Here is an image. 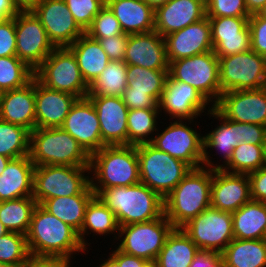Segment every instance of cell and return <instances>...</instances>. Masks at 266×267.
Instances as JSON below:
<instances>
[{
  "label": "cell",
  "mask_w": 266,
  "mask_h": 267,
  "mask_svg": "<svg viewBox=\"0 0 266 267\" xmlns=\"http://www.w3.org/2000/svg\"><path fill=\"white\" fill-rule=\"evenodd\" d=\"M0 267H17V266H12V265L5 264V263H1L0 262Z\"/></svg>",
  "instance_id": "cell-65"
},
{
  "label": "cell",
  "mask_w": 266,
  "mask_h": 267,
  "mask_svg": "<svg viewBox=\"0 0 266 267\" xmlns=\"http://www.w3.org/2000/svg\"><path fill=\"white\" fill-rule=\"evenodd\" d=\"M206 17V0H170L155 9L154 30L162 37Z\"/></svg>",
  "instance_id": "cell-24"
},
{
  "label": "cell",
  "mask_w": 266,
  "mask_h": 267,
  "mask_svg": "<svg viewBox=\"0 0 266 267\" xmlns=\"http://www.w3.org/2000/svg\"><path fill=\"white\" fill-rule=\"evenodd\" d=\"M126 34L154 31L155 10L145 0H106Z\"/></svg>",
  "instance_id": "cell-29"
},
{
  "label": "cell",
  "mask_w": 266,
  "mask_h": 267,
  "mask_svg": "<svg viewBox=\"0 0 266 267\" xmlns=\"http://www.w3.org/2000/svg\"><path fill=\"white\" fill-rule=\"evenodd\" d=\"M75 22L85 32L94 17L105 6L106 0H64Z\"/></svg>",
  "instance_id": "cell-45"
},
{
  "label": "cell",
  "mask_w": 266,
  "mask_h": 267,
  "mask_svg": "<svg viewBox=\"0 0 266 267\" xmlns=\"http://www.w3.org/2000/svg\"><path fill=\"white\" fill-rule=\"evenodd\" d=\"M33 77L34 71L17 56L0 58V89L3 92L24 87Z\"/></svg>",
  "instance_id": "cell-42"
},
{
  "label": "cell",
  "mask_w": 266,
  "mask_h": 267,
  "mask_svg": "<svg viewBox=\"0 0 266 267\" xmlns=\"http://www.w3.org/2000/svg\"><path fill=\"white\" fill-rule=\"evenodd\" d=\"M78 98L46 87L35 78L36 128L61 127Z\"/></svg>",
  "instance_id": "cell-25"
},
{
  "label": "cell",
  "mask_w": 266,
  "mask_h": 267,
  "mask_svg": "<svg viewBox=\"0 0 266 267\" xmlns=\"http://www.w3.org/2000/svg\"><path fill=\"white\" fill-rule=\"evenodd\" d=\"M122 99L129 110L159 109V102L145 92L130 91L126 88L123 92Z\"/></svg>",
  "instance_id": "cell-50"
},
{
  "label": "cell",
  "mask_w": 266,
  "mask_h": 267,
  "mask_svg": "<svg viewBox=\"0 0 266 267\" xmlns=\"http://www.w3.org/2000/svg\"><path fill=\"white\" fill-rule=\"evenodd\" d=\"M154 10L161 6L168 3L170 0H145Z\"/></svg>",
  "instance_id": "cell-60"
},
{
  "label": "cell",
  "mask_w": 266,
  "mask_h": 267,
  "mask_svg": "<svg viewBox=\"0 0 266 267\" xmlns=\"http://www.w3.org/2000/svg\"><path fill=\"white\" fill-rule=\"evenodd\" d=\"M30 256L26 235L7 232L0 237V262L23 267Z\"/></svg>",
  "instance_id": "cell-43"
},
{
  "label": "cell",
  "mask_w": 266,
  "mask_h": 267,
  "mask_svg": "<svg viewBox=\"0 0 266 267\" xmlns=\"http://www.w3.org/2000/svg\"><path fill=\"white\" fill-rule=\"evenodd\" d=\"M123 33L118 19L106 4L94 17L91 26L85 31V34L92 39L110 38Z\"/></svg>",
  "instance_id": "cell-44"
},
{
  "label": "cell",
  "mask_w": 266,
  "mask_h": 267,
  "mask_svg": "<svg viewBox=\"0 0 266 267\" xmlns=\"http://www.w3.org/2000/svg\"><path fill=\"white\" fill-rule=\"evenodd\" d=\"M201 250L222 253L234 239L232 213L209 207L181 227Z\"/></svg>",
  "instance_id": "cell-12"
},
{
  "label": "cell",
  "mask_w": 266,
  "mask_h": 267,
  "mask_svg": "<svg viewBox=\"0 0 266 267\" xmlns=\"http://www.w3.org/2000/svg\"><path fill=\"white\" fill-rule=\"evenodd\" d=\"M212 169L192 168L182 181L164 198V215L174 228L211 207Z\"/></svg>",
  "instance_id": "cell-3"
},
{
  "label": "cell",
  "mask_w": 266,
  "mask_h": 267,
  "mask_svg": "<svg viewBox=\"0 0 266 267\" xmlns=\"http://www.w3.org/2000/svg\"><path fill=\"white\" fill-rule=\"evenodd\" d=\"M16 56L35 71L56 48L49 40L40 20L31 11L15 15Z\"/></svg>",
  "instance_id": "cell-14"
},
{
  "label": "cell",
  "mask_w": 266,
  "mask_h": 267,
  "mask_svg": "<svg viewBox=\"0 0 266 267\" xmlns=\"http://www.w3.org/2000/svg\"><path fill=\"white\" fill-rule=\"evenodd\" d=\"M30 131L0 119V154L11 159L29 155Z\"/></svg>",
  "instance_id": "cell-41"
},
{
  "label": "cell",
  "mask_w": 266,
  "mask_h": 267,
  "mask_svg": "<svg viewBox=\"0 0 266 267\" xmlns=\"http://www.w3.org/2000/svg\"><path fill=\"white\" fill-rule=\"evenodd\" d=\"M10 160H11V158H8V157L0 154V175L4 171V169L6 168L8 162Z\"/></svg>",
  "instance_id": "cell-61"
},
{
  "label": "cell",
  "mask_w": 266,
  "mask_h": 267,
  "mask_svg": "<svg viewBox=\"0 0 266 267\" xmlns=\"http://www.w3.org/2000/svg\"><path fill=\"white\" fill-rule=\"evenodd\" d=\"M128 37L129 34L123 33L110 38H102L95 40H98L102 49L108 55L110 61H124Z\"/></svg>",
  "instance_id": "cell-49"
},
{
  "label": "cell",
  "mask_w": 266,
  "mask_h": 267,
  "mask_svg": "<svg viewBox=\"0 0 266 267\" xmlns=\"http://www.w3.org/2000/svg\"><path fill=\"white\" fill-rule=\"evenodd\" d=\"M0 119L30 132L36 129L35 77L24 87L3 92Z\"/></svg>",
  "instance_id": "cell-27"
},
{
  "label": "cell",
  "mask_w": 266,
  "mask_h": 267,
  "mask_svg": "<svg viewBox=\"0 0 266 267\" xmlns=\"http://www.w3.org/2000/svg\"><path fill=\"white\" fill-rule=\"evenodd\" d=\"M211 207L233 213L252 200L248 174L212 169Z\"/></svg>",
  "instance_id": "cell-20"
},
{
  "label": "cell",
  "mask_w": 266,
  "mask_h": 267,
  "mask_svg": "<svg viewBox=\"0 0 266 267\" xmlns=\"http://www.w3.org/2000/svg\"><path fill=\"white\" fill-rule=\"evenodd\" d=\"M99 119L102 142L106 146L128 145V107L122 97L86 96Z\"/></svg>",
  "instance_id": "cell-19"
},
{
  "label": "cell",
  "mask_w": 266,
  "mask_h": 267,
  "mask_svg": "<svg viewBox=\"0 0 266 267\" xmlns=\"http://www.w3.org/2000/svg\"><path fill=\"white\" fill-rule=\"evenodd\" d=\"M87 174L89 166H35L32 197L41 204L46 199L78 195L90 185Z\"/></svg>",
  "instance_id": "cell-8"
},
{
  "label": "cell",
  "mask_w": 266,
  "mask_h": 267,
  "mask_svg": "<svg viewBox=\"0 0 266 267\" xmlns=\"http://www.w3.org/2000/svg\"><path fill=\"white\" fill-rule=\"evenodd\" d=\"M217 57L251 50L249 17H208Z\"/></svg>",
  "instance_id": "cell-22"
},
{
  "label": "cell",
  "mask_w": 266,
  "mask_h": 267,
  "mask_svg": "<svg viewBox=\"0 0 266 267\" xmlns=\"http://www.w3.org/2000/svg\"><path fill=\"white\" fill-rule=\"evenodd\" d=\"M173 228L164 214L152 221L119 226L117 239L120 243H116V248L125 254L155 262Z\"/></svg>",
  "instance_id": "cell-10"
},
{
  "label": "cell",
  "mask_w": 266,
  "mask_h": 267,
  "mask_svg": "<svg viewBox=\"0 0 266 267\" xmlns=\"http://www.w3.org/2000/svg\"><path fill=\"white\" fill-rule=\"evenodd\" d=\"M29 157L34 166H89L90 155L62 127L30 132Z\"/></svg>",
  "instance_id": "cell-5"
},
{
  "label": "cell",
  "mask_w": 266,
  "mask_h": 267,
  "mask_svg": "<svg viewBox=\"0 0 266 267\" xmlns=\"http://www.w3.org/2000/svg\"><path fill=\"white\" fill-rule=\"evenodd\" d=\"M259 16L266 18V4L257 13Z\"/></svg>",
  "instance_id": "cell-62"
},
{
  "label": "cell",
  "mask_w": 266,
  "mask_h": 267,
  "mask_svg": "<svg viewBox=\"0 0 266 267\" xmlns=\"http://www.w3.org/2000/svg\"><path fill=\"white\" fill-rule=\"evenodd\" d=\"M90 186L103 190L140 183L137 148L134 145L104 146L90 156Z\"/></svg>",
  "instance_id": "cell-4"
},
{
  "label": "cell",
  "mask_w": 266,
  "mask_h": 267,
  "mask_svg": "<svg viewBox=\"0 0 266 267\" xmlns=\"http://www.w3.org/2000/svg\"><path fill=\"white\" fill-rule=\"evenodd\" d=\"M247 11L252 15L259 12V10L266 4V0H245Z\"/></svg>",
  "instance_id": "cell-58"
},
{
  "label": "cell",
  "mask_w": 266,
  "mask_h": 267,
  "mask_svg": "<svg viewBox=\"0 0 266 267\" xmlns=\"http://www.w3.org/2000/svg\"><path fill=\"white\" fill-rule=\"evenodd\" d=\"M127 64L124 61H110L97 79L89 86L87 96L122 97L127 88Z\"/></svg>",
  "instance_id": "cell-38"
},
{
  "label": "cell",
  "mask_w": 266,
  "mask_h": 267,
  "mask_svg": "<svg viewBox=\"0 0 266 267\" xmlns=\"http://www.w3.org/2000/svg\"><path fill=\"white\" fill-rule=\"evenodd\" d=\"M168 62L213 51L209 18L192 23L164 37Z\"/></svg>",
  "instance_id": "cell-21"
},
{
  "label": "cell",
  "mask_w": 266,
  "mask_h": 267,
  "mask_svg": "<svg viewBox=\"0 0 266 267\" xmlns=\"http://www.w3.org/2000/svg\"><path fill=\"white\" fill-rule=\"evenodd\" d=\"M68 48L73 52L81 75L88 86L97 79L110 62L98 40L90 38L85 33Z\"/></svg>",
  "instance_id": "cell-30"
},
{
  "label": "cell",
  "mask_w": 266,
  "mask_h": 267,
  "mask_svg": "<svg viewBox=\"0 0 266 267\" xmlns=\"http://www.w3.org/2000/svg\"><path fill=\"white\" fill-rule=\"evenodd\" d=\"M124 62L146 69L169 70L166 43L158 32L130 34Z\"/></svg>",
  "instance_id": "cell-23"
},
{
  "label": "cell",
  "mask_w": 266,
  "mask_h": 267,
  "mask_svg": "<svg viewBox=\"0 0 266 267\" xmlns=\"http://www.w3.org/2000/svg\"><path fill=\"white\" fill-rule=\"evenodd\" d=\"M238 134L240 143L266 145V126L238 122Z\"/></svg>",
  "instance_id": "cell-51"
},
{
  "label": "cell",
  "mask_w": 266,
  "mask_h": 267,
  "mask_svg": "<svg viewBox=\"0 0 266 267\" xmlns=\"http://www.w3.org/2000/svg\"><path fill=\"white\" fill-rule=\"evenodd\" d=\"M198 250L182 228H173L155 263L157 267H189Z\"/></svg>",
  "instance_id": "cell-33"
},
{
  "label": "cell",
  "mask_w": 266,
  "mask_h": 267,
  "mask_svg": "<svg viewBox=\"0 0 266 267\" xmlns=\"http://www.w3.org/2000/svg\"><path fill=\"white\" fill-rule=\"evenodd\" d=\"M39 0H11L18 11L31 10Z\"/></svg>",
  "instance_id": "cell-57"
},
{
  "label": "cell",
  "mask_w": 266,
  "mask_h": 267,
  "mask_svg": "<svg viewBox=\"0 0 266 267\" xmlns=\"http://www.w3.org/2000/svg\"><path fill=\"white\" fill-rule=\"evenodd\" d=\"M187 122L186 119L170 121L161 133L154 136L151 144L158 150L186 162L192 168H199L202 167L204 155L203 136L191 128V125L189 127V124L195 122L194 119H188Z\"/></svg>",
  "instance_id": "cell-13"
},
{
  "label": "cell",
  "mask_w": 266,
  "mask_h": 267,
  "mask_svg": "<svg viewBox=\"0 0 266 267\" xmlns=\"http://www.w3.org/2000/svg\"><path fill=\"white\" fill-rule=\"evenodd\" d=\"M266 165V145L241 142L229 162L221 169L229 173L249 174Z\"/></svg>",
  "instance_id": "cell-40"
},
{
  "label": "cell",
  "mask_w": 266,
  "mask_h": 267,
  "mask_svg": "<svg viewBox=\"0 0 266 267\" xmlns=\"http://www.w3.org/2000/svg\"><path fill=\"white\" fill-rule=\"evenodd\" d=\"M55 47L72 45L85 32L75 22L64 0H39L31 9Z\"/></svg>",
  "instance_id": "cell-15"
},
{
  "label": "cell",
  "mask_w": 266,
  "mask_h": 267,
  "mask_svg": "<svg viewBox=\"0 0 266 267\" xmlns=\"http://www.w3.org/2000/svg\"><path fill=\"white\" fill-rule=\"evenodd\" d=\"M222 254L223 267H266V239H233Z\"/></svg>",
  "instance_id": "cell-34"
},
{
  "label": "cell",
  "mask_w": 266,
  "mask_h": 267,
  "mask_svg": "<svg viewBox=\"0 0 266 267\" xmlns=\"http://www.w3.org/2000/svg\"><path fill=\"white\" fill-rule=\"evenodd\" d=\"M71 258L30 254L23 267H71Z\"/></svg>",
  "instance_id": "cell-53"
},
{
  "label": "cell",
  "mask_w": 266,
  "mask_h": 267,
  "mask_svg": "<svg viewBox=\"0 0 266 267\" xmlns=\"http://www.w3.org/2000/svg\"><path fill=\"white\" fill-rule=\"evenodd\" d=\"M251 198L266 203V165L248 174Z\"/></svg>",
  "instance_id": "cell-52"
},
{
  "label": "cell",
  "mask_w": 266,
  "mask_h": 267,
  "mask_svg": "<svg viewBox=\"0 0 266 267\" xmlns=\"http://www.w3.org/2000/svg\"><path fill=\"white\" fill-rule=\"evenodd\" d=\"M159 114V109L129 110L127 116L128 145L151 143L154 138L153 134L159 132L157 126Z\"/></svg>",
  "instance_id": "cell-39"
},
{
  "label": "cell",
  "mask_w": 266,
  "mask_h": 267,
  "mask_svg": "<svg viewBox=\"0 0 266 267\" xmlns=\"http://www.w3.org/2000/svg\"><path fill=\"white\" fill-rule=\"evenodd\" d=\"M127 88L130 91L145 92L160 102L168 78V70L146 69L127 65Z\"/></svg>",
  "instance_id": "cell-37"
},
{
  "label": "cell",
  "mask_w": 266,
  "mask_h": 267,
  "mask_svg": "<svg viewBox=\"0 0 266 267\" xmlns=\"http://www.w3.org/2000/svg\"><path fill=\"white\" fill-rule=\"evenodd\" d=\"M189 267H223L222 254L199 249Z\"/></svg>",
  "instance_id": "cell-54"
},
{
  "label": "cell",
  "mask_w": 266,
  "mask_h": 267,
  "mask_svg": "<svg viewBox=\"0 0 266 267\" xmlns=\"http://www.w3.org/2000/svg\"><path fill=\"white\" fill-rule=\"evenodd\" d=\"M251 50L266 57V18L257 13L249 17Z\"/></svg>",
  "instance_id": "cell-47"
},
{
  "label": "cell",
  "mask_w": 266,
  "mask_h": 267,
  "mask_svg": "<svg viewBox=\"0 0 266 267\" xmlns=\"http://www.w3.org/2000/svg\"><path fill=\"white\" fill-rule=\"evenodd\" d=\"M136 148L140 182L163 199L192 169L186 162L158 150L151 143L139 144Z\"/></svg>",
  "instance_id": "cell-6"
},
{
  "label": "cell",
  "mask_w": 266,
  "mask_h": 267,
  "mask_svg": "<svg viewBox=\"0 0 266 267\" xmlns=\"http://www.w3.org/2000/svg\"><path fill=\"white\" fill-rule=\"evenodd\" d=\"M61 127L76 139L90 156L106 146L101 139L97 112L87 97L75 101Z\"/></svg>",
  "instance_id": "cell-18"
},
{
  "label": "cell",
  "mask_w": 266,
  "mask_h": 267,
  "mask_svg": "<svg viewBox=\"0 0 266 267\" xmlns=\"http://www.w3.org/2000/svg\"><path fill=\"white\" fill-rule=\"evenodd\" d=\"M214 107L231 121L266 126V87L222 93Z\"/></svg>",
  "instance_id": "cell-16"
},
{
  "label": "cell",
  "mask_w": 266,
  "mask_h": 267,
  "mask_svg": "<svg viewBox=\"0 0 266 267\" xmlns=\"http://www.w3.org/2000/svg\"><path fill=\"white\" fill-rule=\"evenodd\" d=\"M209 105V106H208ZM208 106V109L206 108ZM213 106L192 86L167 78L159 110L170 116V119L195 120L204 113L205 109L209 113Z\"/></svg>",
  "instance_id": "cell-17"
},
{
  "label": "cell",
  "mask_w": 266,
  "mask_h": 267,
  "mask_svg": "<svg viewBox=\"0 0 266 267\" xmlns=\"http://www.w3.org/2000/svg\"><path fill=\"white\" fill-rule=\"evenodd\" d=\"M15 16L0 22V58L16 56Z\"/></svg>",
  "instance_id": "cell-48"
},
{
  "label": "cell",
  "mask_w": 266,
  "mask_h": 267,
  "mask_svg": "<svg viewBox=\"0 0 266 267\" xmlns=\"http://www.w3.org/2000/svg\"><path fill=\"white\" fill-rule=\"evenodd\" d=\"M7 232H9V231L7 230V228H5V227L3 226L2 222L0 221V237H1L2 235L6 234Z\"/></svg>",
  "instance_id": "cell-63"
},
{
  "label": "cell",
  "mask_w": 266,
  "mask_h": 267,
  "mask_svg": "<svg viewBox=\"0 0 266 267\" xmlns=\"http://www.w3.org/2000/svg\"><path fill=\"white\" fill-rule=\"evenodd\" d=\"M168 77L194 87L212 106L222 94L219 58L214 51L170 62Z\"/></svg>",
  "instance_id": "cell-7"
},
{
  "label": "cell",
  "mask_w": 266,
  "mask_h": 267,
  "mask_svg": "<svg viewBox=\"0 0 266 267\" xmlns=\"http://www.w3.org/2000/svg\"><path fill=\"white\" fill-rule=\"evenodd\" d=\"M207 17H250L245 0H206Z\"/></svg>",
  "instance_id": "cell-46"
},
{
  "label": "cell",
  "mask_w": 266,
  "mask_h": 267,
  "mask_svg": "<svg viewBox=\"0 0 266 267\" xmlns=\"http://www.w3.org/2000/svg\"><path fill=\"white\" fill-rule=\"evenodd\" d=\"M34 168L29 155L11 159L0 175V202L33 196Z\"/></svg>",
  "instance_id": "cell-28"
},
{
  "label": "cell",
  "mask_w": 266,
  "mask_h": 267,
  "mask_svg": "<svg viewBox=\"0 0 266 267\" xmlns=\"http://www.w3.org/2000/svg\"><path fill=\"white\" fill-rule=\"evenodd\" d=\"M30 254L73 258V254L87 251L78 232L40 204L34 209L26 234Z\"/></svg>",
  "instance_id": "cell-1"
},
{
  "label": "cell",
  "mask_w": 266,
  "mask_h": 267,
  "mask_svg": "<svg viewBox=\"0 0 266 267\" xmlns=\"http://www.w3.org/2000/svg\"><path fill=\"white\" fill-rule=\"evenodd\" d=\"M2 94H3V91L0 89V103H1V99H2Z\"/></svg>",
  "instance_id": "cell-66"
},
{
  "label": "cell",
  "mask_w": 266,
  "mask_h": 267,
  "mask_svg": "<svg viewBox=\"0 0 266 267\" xmlns=\"http://www.w3.org/2000/svg\"><path fill=\"white\" fill-rule=\"evenodd\" d=\"M235 239H265L266 203L251 200L232 213Z\"/></svg>",
  "instance_id": "cell-32"
},
{
  "label": "cell",
  "mask_w": 266,
  "mask_h": 267,
  "mask_svg": "<svg viewBox=\"0 0 266 267\" xmlns=\"http://www.w3.org/2000/svg\"><path fill=\"white\" fill-rule=\"evenodd\" d=\"M97 267H123V264H118L111 256L102 261L100 266Z\"/></svg>",
  "instance_id": "cell-59"
},
{
  "label": "cell",
  "mask_w": 266,
  "mask_h": 267,
  "mask_svg": "<svg viewBox=\"0 0 266 267\" xmlns=\"http://www.w3.org/2000/svg\"><path fill=\"white\" fill-rule=\"evenodd\" d=\"M34 77L46 87L70 93L78 99L88 95L89 86L68 47H56L34 71Z\"/></svg>",
  "instance_id": "cell-9"
},
{
  "label": "cell",
  "mask_w": 266,
  "mask_h": 267,
  "mask_svg": "<svg viewBox=\"0 0 266 267\" xmlns=\"http://www.w3.org/2000/svg\"><path fill=\"white\" fill-rule=\"evenodd\" d=\"M91 232L94 235H109L117 240L119 225L116 220L115 214L105 206L100 199L95 195L88 203L85 211L84 221L81 231L78 233L79 238L85 249L87 250L90 243L87 242V237ZM117 235V236H116Z\"/></svg>",
  "instance_id": "cell-35"
},
{
  "label": "cell",
  "mask_w": 266,
  "mask_h": 267,
  "mask_svg": "<svg viewBox=\"0 0 266 267\" xmlns=\"http://www.w3.org/2000/svg\"><path fill=\"white\" fill-rule=\"evenodd\" d=\"M145 267H157L155 262H149Z\"/></svg>",
  "instance_id": "cell-64"
},
{
  "label": "cell",
  "mask_w": 266,
  "mask_h": 267,
  "mask_svg": "<svg viewBox=\"0 0 266 267\" xmlns=\"http://www.w3.org/2000/svg\"><path fill=\"white\" fill-rule=\"evenodd\" d=\"M94 196L95 193L89 185L78 195L46 199L40 205L79 233L84 221L86 207Z\"/></svg>",
  "instance_id": "cell-31"
},
{
  "label": "cell",
  "mask_w": 266,
  "mask_h": 267,
  "mask_svg": "<svg viewBox=\"0 0 266 267\" xmlns=\"http://www.w3.org/2000/svg\"><path fill=\"white\" fill-rule=\"evenodd\" d=\"M221 92L266 87V57L253 50L218 57Z\"/></svg>",
  "instance_id": "cell-11"
},
{
  "label": "cell",
  "mask_w": 266,
  "mask_h": 267,
  "mask_svg": "<svg viewBox=\"0 0 266 267\" xmlns=\"http://www.w3.org/2000/svg\"><path fill=\"white\" fill-rule=\"evenodd\" d=\"M109 255L118 263L123 264V267H145L149 262L145 259L128 255L116 248Z\"/></svg>",
  "instance_id": "cell-55"
},
{
  "label": "cell",
  "mask_w": 266,
  "mask_h": 267,
  "mask_svg": "<svg viewBox=\"0 0 266 267\" xmlns=\"http://www.w3.org/2000/svg\"><path fill=\"white\" fill-rule=\"evenodd\" d=\"M32 196L0 202V221L9 232L26 235L37 206Z\"/></svg>",
  "instance_id": "cell-36"
},
{
  "label": "cell",
  "mask_w": 266,
  "mask_h": 267,
  "mask_svg": "<svg viewBox=\"0 0 266 267\" xmlns=\"http://www.w3.org/2000/svg\"><path fill=\"white\" fill-rule=\"evenodd\" d=\"M93 191L115 214L119 226L152 221L164 214V199L141 182Z\"/></svg>",
  "instance_id": "cell-2"
},
{
  "label": "cell",
  "mask_w": 266,
  "mask_h": 267,
  "mask_svg": "<svg viewBox=\"0 0 266 267\" xmlns=\"http://www.w3.org/2000/svg\"><path fill=\"white\" fill-rule=\"evenodd\" d=\"M207 114H210L209 116L214 117V119H218V121H220L221 123L220 125H216V128H214V130L206 133V135L204 134L203 136L204 155L202 167L213 170L221 169L229 162L233 150L240 143L238 134V122L225 118L214 106L212 110ZM211 149H215L218 153L220 152L219 154H221V158L224 160L223 164H216L214 161L212 162L210 154Z\"/></svg>",
  "instance_id": "cell-26"
},
{
  "label": "cell",
  "mask_w": 266,
  "mask_h": 267,
  "mask_svg": "<svg viewBox=\"0 0 266 267\" xmlns=\"http://www.w3.org/2000/svg\"><path fill=\"white\" fill-rule=\"evenodd\" d=\"M18 10L11 0H0V22L8 18H12L17 14Z\"/></svg>",
  "instance_id": "cell-56"
}]
</instances>
